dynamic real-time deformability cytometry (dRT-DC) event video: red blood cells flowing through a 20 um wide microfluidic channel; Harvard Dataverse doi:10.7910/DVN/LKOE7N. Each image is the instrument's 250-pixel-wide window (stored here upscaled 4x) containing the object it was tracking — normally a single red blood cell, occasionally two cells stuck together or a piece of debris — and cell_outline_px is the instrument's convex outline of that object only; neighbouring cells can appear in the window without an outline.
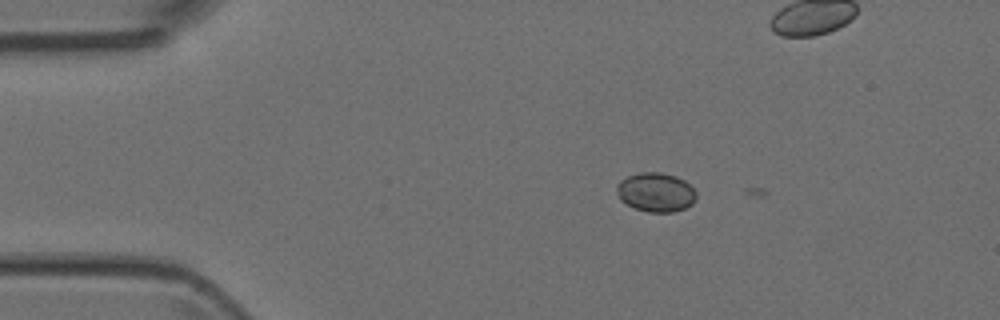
{"species": "Egyptian fruit bat (a non-hibernating species)", "species_latin": "Rousettus aegyptiacus", "temperature_condition": "room temperature", "stored_images_in_passage": 3, "camera_frame_rate_fps": 3000, "um_per_image_px": 0.085, "animal": {"sex": "female"}, "frame": {"image": 1, "passage_image": 2, "time_ms": 0.333, "image_size_px": [1000, 320], "cell_outline_px": [[696, 200], [692, 204], [684, 208], [672, 212], [648, 212], [636, 208], [620, 200], [616, 188], [616, 184], [620, 180], [628, 176], [640, 172], [660, 172], [676, 176], [684, 180], [696, 192]], "centroid_in_image_um": [55.74, 16.33], "position_along_channel_um": 29.3, "area_um2": 18.09}}